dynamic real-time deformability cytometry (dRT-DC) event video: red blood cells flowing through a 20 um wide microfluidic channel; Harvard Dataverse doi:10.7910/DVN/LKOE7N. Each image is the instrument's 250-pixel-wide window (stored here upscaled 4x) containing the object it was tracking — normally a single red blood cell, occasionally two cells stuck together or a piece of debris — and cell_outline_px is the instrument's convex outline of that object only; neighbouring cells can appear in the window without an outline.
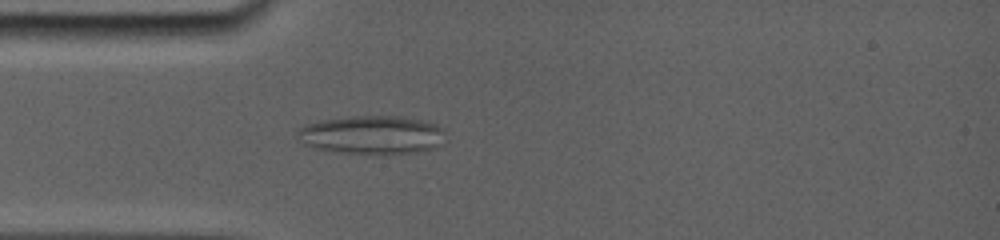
{"species": "common noctule bat (a hibernating species)", "species_latin": "Nyctalus noctula", "temperature_condition": "room temperature", "stored_images_in_passage": 12, "camera_frame_rate_fps": 5000, "um_per_image_px": 0.085, "animal": {"sex": "female", "body_mass_g": 19.0, "forearm_length_mm": 56.7}, "frame": {"image": 1, "passage_image": 3, "time_ms": 1.0, "image_size_px": [1000, 240], "cell_outline_px": [[436, 128], [424, 148], [400, 152], [356, 152], [320, 148], [312, 144], [304, 128], [308, 124], [324, 120], [356, 116], [396, 116], [420, 120], [432, 124]], "centroid_in_image_um": [31.5, 11.39], "position_along_channel_um": 53.5, "area_um2": 28.38}}